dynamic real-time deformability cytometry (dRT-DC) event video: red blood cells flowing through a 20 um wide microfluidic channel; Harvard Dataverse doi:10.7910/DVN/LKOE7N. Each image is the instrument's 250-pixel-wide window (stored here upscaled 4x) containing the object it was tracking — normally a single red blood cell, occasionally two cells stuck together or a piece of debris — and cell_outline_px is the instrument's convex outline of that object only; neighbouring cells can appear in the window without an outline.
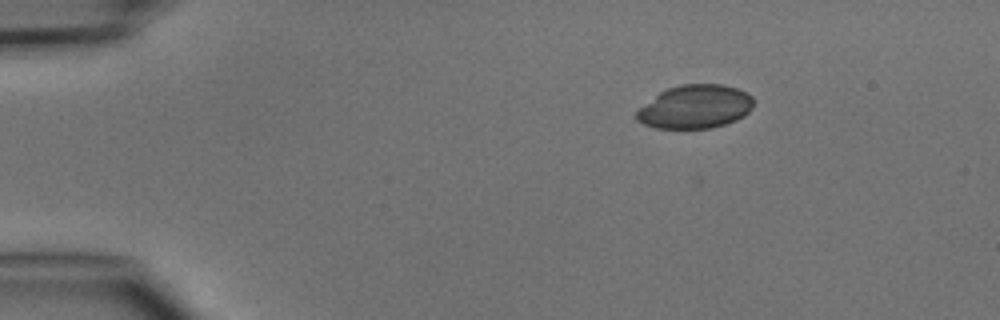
{"species": "common noctule bat (a hibernating species)", "species_latin": "Nyctalus noctula", "temperature_condition": "cold", "stored_images_in_passage": 3, "camera_frame_rate_fps": 3000, "um_per_image_px": 0.085, "animal": {"sex": "male", "body_mass_g": 15.6}, "frame": {"image": 1, "passage_image": 1, "time_ms": 0.0, "image_size_px": [1000, 320], "cell_outline_px": [[752, 108], [744, 116], [736, 120], [712, 128], [656, 128], [644, 124], [636, 120], [636, 112], [640, 108], [660, 92], [668, 88], [680, 84], [720, 84], [736, 88], [752, 96]], "centroid_in_image_um": [59.08, 9.08], "position_along_channel_um": 25.9, "area_um2": 29.42}}
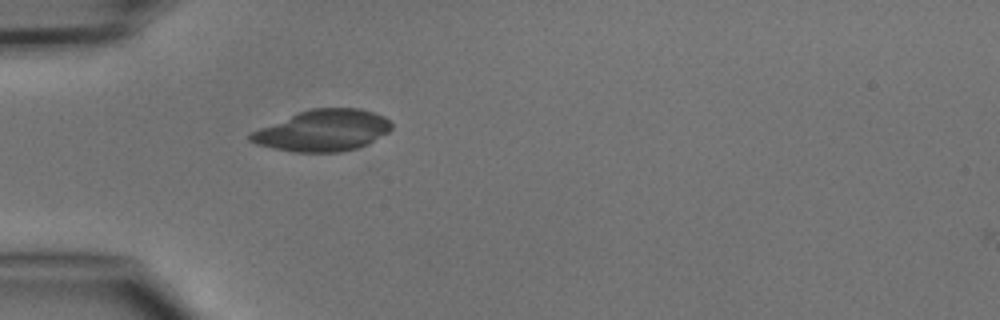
{"frame": {"image": 2, "passage_image": 3, "time_ms": 2.333, "image_size_px": [1000, 320], "cell_outline_px": [[392, 128], [388, 132], [368, 144], [356, 148], [340, 152], [296, 152], [272, 148], [256, 144], [248, 140], [248, 136], [252, 132], [260, 128], [300, 112], [312, 108], [360, 108], [384, 116], [392, 124]], "centroid_in_image_um": [27.46, 11.1], "position_along_channel_um": 57.5, "area_um2": 33.7}}